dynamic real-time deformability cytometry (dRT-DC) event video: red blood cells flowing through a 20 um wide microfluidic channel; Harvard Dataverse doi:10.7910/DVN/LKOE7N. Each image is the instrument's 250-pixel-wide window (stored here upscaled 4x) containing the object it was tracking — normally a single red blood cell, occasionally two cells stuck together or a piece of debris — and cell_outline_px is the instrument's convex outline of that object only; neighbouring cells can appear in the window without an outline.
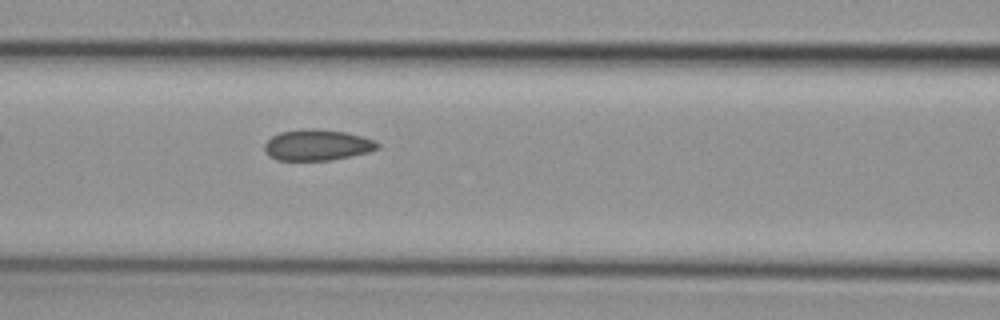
{"species": "common noctule bat (a hibernating species)", "species_latin": "Nyctalus noctula", "temperature_condition": "cold", "stored_images_in_passage": 6, "camera_frame_rate_fps": 3000, "um_per_image_px": 0.085, "animal": {"sex": "female", "body_mass_g": 29.2, "forearm_length_mm": 56.3}, "frame": {"image": 1, "passage_image": 6, "time_ms": 1.667, "image_size_px": [1000, 320], "cell_outline_px": [[380, 148], [368, 152], [332, 160], [276, 160], [268, 156], [264, 148], [264, 144], [272, 136], [280, 132], [300, 128], [316, 128], [344, 132], [376, 140], [380, 144]], "centroid_in_image_um": [26.95, 12.32], "position_along_channel_um": 139.6, "area_um2": 20.58}}